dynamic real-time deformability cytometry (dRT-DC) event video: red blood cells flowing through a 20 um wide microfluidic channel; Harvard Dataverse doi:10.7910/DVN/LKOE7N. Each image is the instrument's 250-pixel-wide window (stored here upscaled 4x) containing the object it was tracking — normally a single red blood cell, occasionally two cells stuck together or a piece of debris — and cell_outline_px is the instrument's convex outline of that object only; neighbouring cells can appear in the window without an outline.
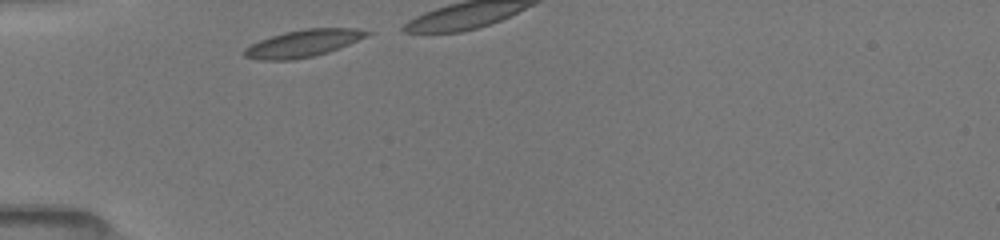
{"species": "common noctule bat (a hibernating species)", "species_latin": "Nyctalus noctula", "temperature_condition": "room temperature", "stored_images_in_passage": 8, "camera_frame_rate_fps": 3000, "um_per_image_px": 0.085, "animal": {"sex": "female", "body_mass_g": 19.5, "forearm_length_mm": 54.1}, "frame": {"image": 1, "passage_image": 1, "time_ms": 0.0, "image_size_px": [1000, 240], "cell_outline_px": [[372, 32], [368, 36], [328, 52], [312, 56], [292, 60], [256, 60], [244, 56], [240, 52], [244, 48], [260, 40], [284, 32], [304, 28], [356, 28]], "centroid_in_image_um": [25.73, 3.68], "position_along_channel_um": 59.3, "area_um2": 19.42}}
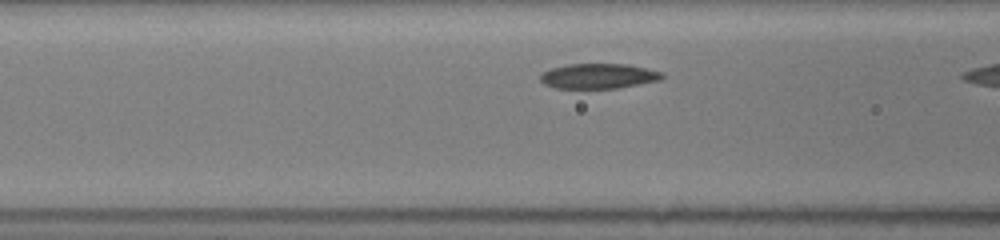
{"frame": {"image": 2, "passage_image": 7, "time_ms": 1.667, "image_size_px": [1000, 240], "cell_outline_px": [[664, 76], [660, 80], [616, 88], [556, 88], [544, 84], [540, 80], [540, 76], [544, 72], [552, 68], [568, 64], [628, 64], [664, 72]], "centroid_in_image_um": [50.89, 6.46], "position_along_channel_um": 115.7, "area_um2": 17.69}}